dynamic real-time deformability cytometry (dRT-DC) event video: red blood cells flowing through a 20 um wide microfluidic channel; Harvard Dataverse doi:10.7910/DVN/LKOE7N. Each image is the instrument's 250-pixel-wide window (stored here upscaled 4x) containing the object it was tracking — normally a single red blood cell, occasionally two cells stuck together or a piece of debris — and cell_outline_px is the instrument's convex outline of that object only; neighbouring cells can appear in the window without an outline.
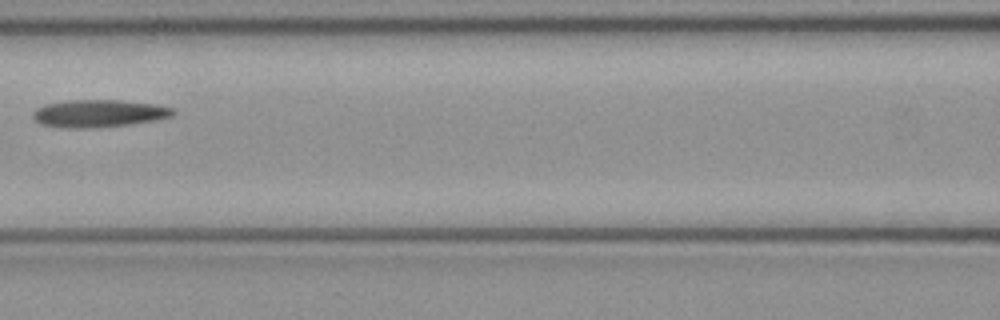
{"species": "common noctule bat (a hibernating species)", "species_latin": "Nyctalus noctula", "temperature_condition": "cold", "stored_images_in_passage": 4, "camera_frame_rate_fps": 3000, "um_per_image_px": 0.085, "animal": {"sex": "female", "body_mass_g": 21.9}, "frame": {"image": 1, "passage_image": 3, "time_ms": 0.667, "image_size_px": [1000, 320], "cell_outline_px": [[176, 112], [172, 116], [152, 120], [128, 124], [92, 128], [60, 128], [40, 124], [32, 116], [32, 112], [36, 108], [44, 104], [64, 100], [120, 100], [156, 104], [172, 108]], "centroid_in_image_um": [8.33, 9.63], "position_along_channel_um": 158.3, "area_um2": 22.54}}
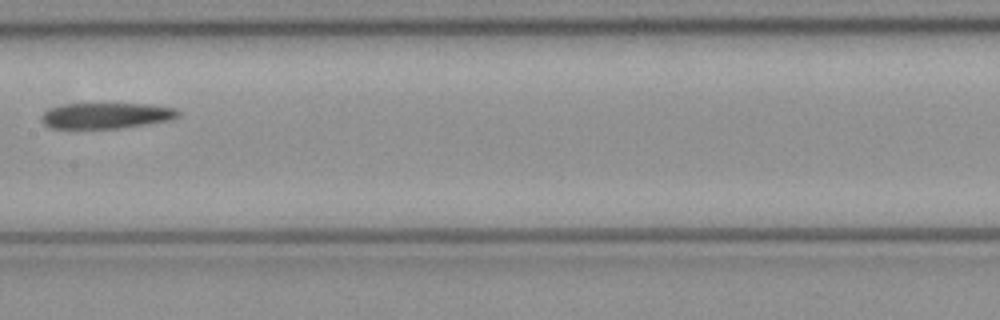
{"frame": {"image": 2, "passage_image": 4, "time_ms": 1.0, "image_size_px": [1000, 320], "cell_outline_px": [[180, 116], [172, 120], [148, 124], [120, 128], [72, 132], [48, 128], [40, 120], [40, 116], [48, 108], [64, 104], [148, 104], [172, 108], [180, 112]], "centroid_in_image_um": [8.89, 9.89], "position_along_channel_um": 198.5, "area_um2": 21.68}}